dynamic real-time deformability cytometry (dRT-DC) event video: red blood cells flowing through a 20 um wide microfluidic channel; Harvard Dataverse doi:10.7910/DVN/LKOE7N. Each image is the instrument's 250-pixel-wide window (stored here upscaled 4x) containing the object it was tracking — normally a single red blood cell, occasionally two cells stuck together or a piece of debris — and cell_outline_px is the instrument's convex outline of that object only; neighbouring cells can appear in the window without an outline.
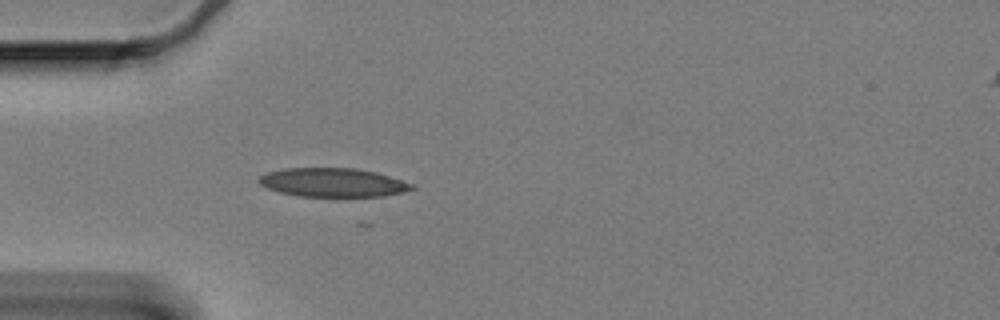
{"species": "Egyptian fruit bat (a non-hibernating species)", "species_latin": "Rousettus aegyptiacus", "temperature_condition": "cold", "stored_images_in_passage": 24, "camera_frame_rate_fps": 3000, "um_per_image_px": 0.085, "animal": {"sex": "female"}, "frame": {"image": 1, "passage_image": 2, "time_ms": 0.333, "image_size_px": [1000, 320], "cell_outline_px": [[416, 188], [404, 192], [384, 196], [300, 196], [280, 192], [268, 188], [260, 184], [256, 180], [260, 176], [268, 172], [284, 168], [356, 168], [376, 172], [412, 184]], "centroid_in_image_um": [28.28, 15.51], "position_along_channel_um": 56.7, "area_um2": 25.49}}
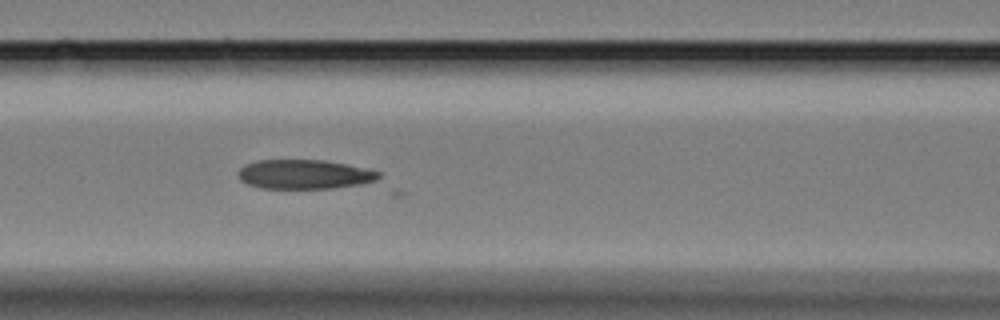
{"frame": {"image": 2, "passage_image": 10, "time_ms": 3.0, "image_size_px": [1000, 320], "cell_outline_px": [[380, 176], [376, 180], [360, 184], [332, 188], [260, 188], [248, 184], [240, 180], [240, 168], [244, 164], [256, 160], [324, 160], [368, 168], [380, 172]], "centroid_in_image_um": [25.88, 14.81], "position_along_channel_um": 140.7, "area_um2": 23.93}}
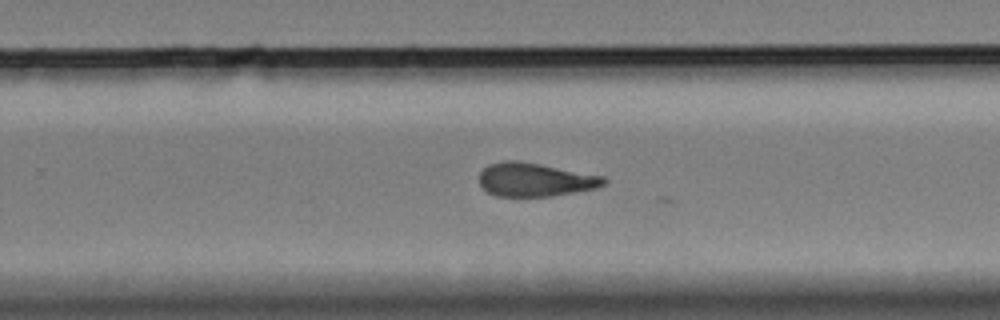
{"frame": {"image": 3, "passage_image": 23, "time_ms": 7.333, "image_size_px": [1000, 320], "cell_outline_px": [[608, 180], [604, 184], [596, 188], [576, 192], [552, 196], [496, 196], [488, 192], [480, 184], [480, 172], [488, 164], [504, 160], [520, 160], [604, 176]], "centroid_in_image_um": [45.49, 15.26], "position_along_channel_um": 284.3, "area_um2": 24.45}}